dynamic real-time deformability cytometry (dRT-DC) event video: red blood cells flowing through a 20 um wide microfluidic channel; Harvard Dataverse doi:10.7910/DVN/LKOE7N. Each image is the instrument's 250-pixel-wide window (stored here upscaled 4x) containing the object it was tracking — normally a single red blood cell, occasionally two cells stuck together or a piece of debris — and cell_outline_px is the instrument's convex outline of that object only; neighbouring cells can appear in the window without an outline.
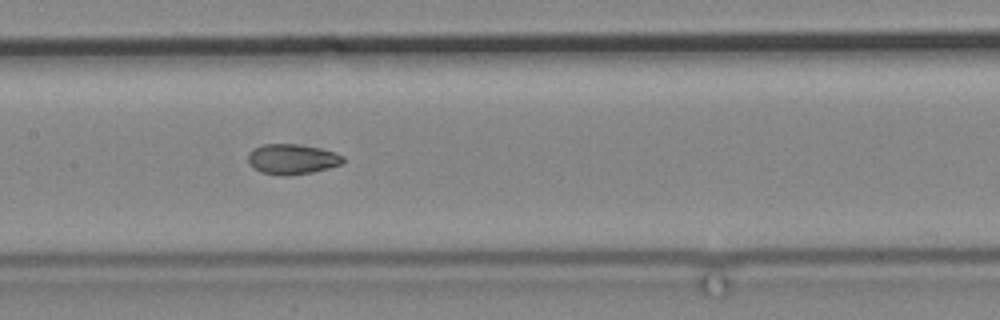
{"species": "common noctule bat (a hibernating species)", "species_latin": "Nyctalus noctula", "temperature_condition": "cold", "stored_images_in_passage": 14, "camera_frame_rate_fps": 3000, "um_per_image_px": 0.085, "animal": {"sex": "male", "body_mass_g": 19.2, "forearm_length_mm": 51.8}, "frame": {"image": 1, "passage_image": 12, "time_ms": 13.667, "image_size_px": [1000, 320], "cell_outline_px": [[344, 164], [312, 172], [284, 176], [260, 172], [252, 168], [248, 164], [248, 152], [252, 148], [260, 144], [300, 144], [320, 148], [336, 152], [344, 156]], "centroid_in_image_um": [24.81, 13.52], "position_along_channel_um": 182.6, "area_um2": 17.11}}
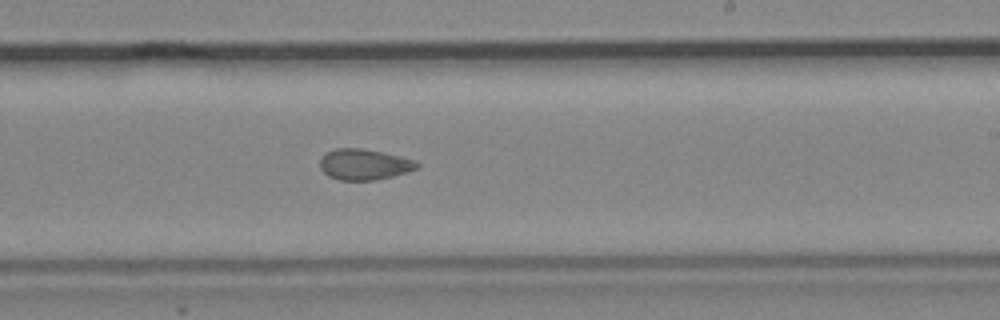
{"frame": {"image": 2, "passage_image": 14, "time_ms": 16.0, "image_size_px": [1000, 320], "cell_outline_px": [[420, 164], [416, 168], [392, 176], [376, 180], [340, 180], [328, 176], [320, 168], [320, 160], [328, 152], [336, 148], [364, 148], [384, 152], [416, 160]], "centroid_in_image_um": [30.96, 13.97], "position_along_channel_um": 258.0, "area_um2": 17.34}}